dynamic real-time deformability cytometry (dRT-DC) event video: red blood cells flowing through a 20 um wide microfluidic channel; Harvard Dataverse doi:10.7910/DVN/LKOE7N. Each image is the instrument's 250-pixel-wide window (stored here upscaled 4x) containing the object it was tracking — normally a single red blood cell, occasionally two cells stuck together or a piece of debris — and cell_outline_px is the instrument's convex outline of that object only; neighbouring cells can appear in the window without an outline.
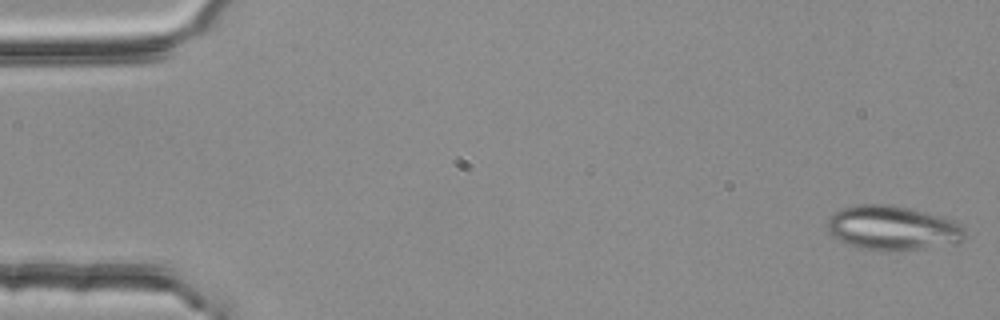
{"species": "common noctule bat (a hibernating species)", "species_latin": "Nyctalus noctula", "temperature_condition": "room temperature", "stored_images_in_passage": 53, "camera_frame_rate_fps": 3000, "um_per_image_px": 0.085, "animal": {"sex": "female", "body_mass_g": 25.1}, "frame": {"image": 1, "passage_image": 1, "time_ms": 0.0, "image_size_px": [1000, 320], "cell_outline_px": [[964, 240], [956, 244], [892, 252], [880, 252], [860, 248], [844, 244], [832, 236], [828, 232], [828, 220], [832, 212], [840, 208], [860, 204], [892, 204], [924, 212], [952, 220], [960, 224], [964, 228]], "centroid_in_image_um": [75.83, 19.4], "position_along_channel_um": 9.2, "area_um2": 36.18}}
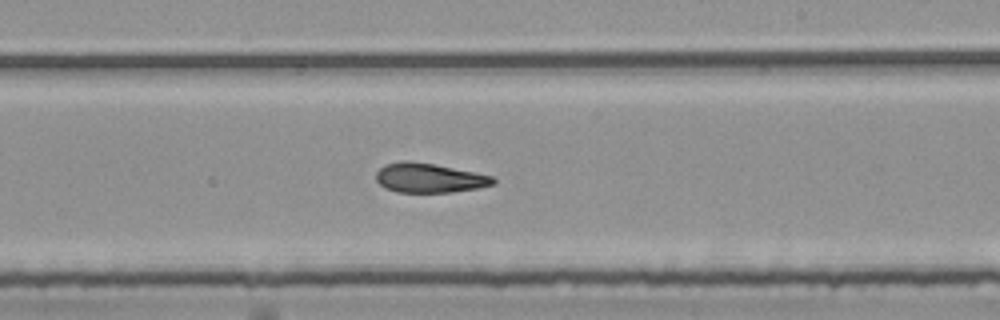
{"frame": {"image": 2, "passage_image": 32, "time_ms": 10.333, "image_size_px": [1000, 320], "cell_outline_px": [[496, 184], [480, 188], [452, 192], [396, 192], [384, 188], [376, 180], [376, 172], [384, 164], [404, 160], [408, 160], [432, 164], [492, 176], [496, 180]], "centroid_in_image_um": [36.46, 15.13], "position_along_channel_um": 252.5, "area_um2": 20.06}}
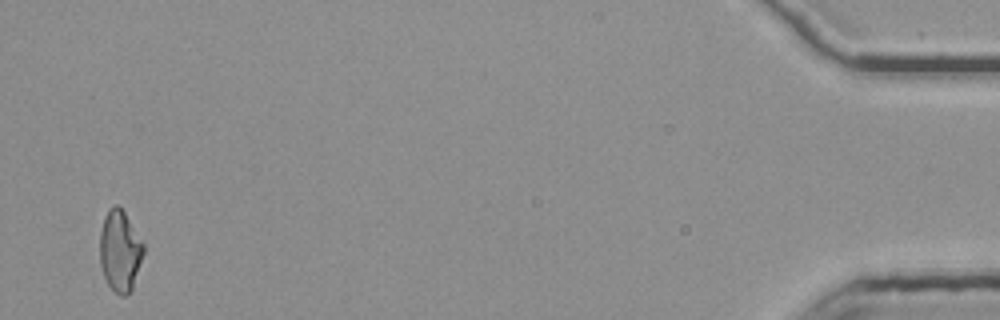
{"frame": {"image": 3, "passage_image": 53, "time_ms": 17.333, "image_size_px": [1000, 320], "cell_outline_px": [[144, 252], [132, 288], [124, 296], [120, 296], [108, 284], [104, 276], [100, 264], [100, 232], [104, 216], [108, 208], [116, 204], [124, 212], [144, 244]], "centroid_in_image_um": [10.18, 21.31], "position_along_channel_um": 425.0, "area_um2": 20.4}, "authors_computed_cell_mechanics": {"area_um2": 21.1548, "velocity_mm_per_s": 3.7583, "shape_relaxation_time_tau1_ms": null, "shape_relaxation_time_tau2_ms": 3.6755, "deformation_change_tau1": null, "deformation_change_tau2": 0.111}}